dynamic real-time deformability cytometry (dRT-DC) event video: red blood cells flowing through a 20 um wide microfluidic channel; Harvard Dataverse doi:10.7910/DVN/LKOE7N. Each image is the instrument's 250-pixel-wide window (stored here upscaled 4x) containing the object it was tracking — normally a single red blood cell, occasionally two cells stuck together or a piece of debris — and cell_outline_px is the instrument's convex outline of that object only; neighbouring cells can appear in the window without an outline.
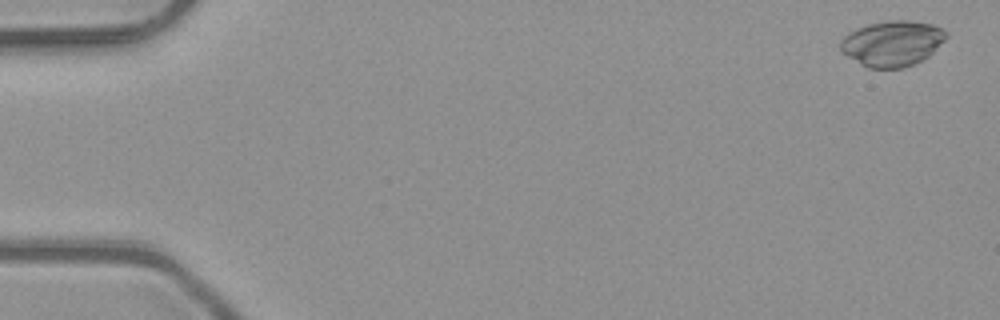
{"species": "common noctule bat (a hibernating species)", "species_latin": "Nyctalus noctula", "temperature_condition": "room temperature", "stored_images_in_passage": 13, "camera_frame_rate_fps": 3000, "um_per_image_px": 0.085, "animal": {"sex": "male", "body_mass_g": 23.1, "forearm_length_mm": 52.7}, "frame": {"image": 1, "passage_image": 1, "time_ms": 0.0, "image_size_px": [1000, 320], "cell_outline_px": [[948, 36], [928, 56], [904, 68], [868, 68], [860, 64], [840, 52], [840, 40], [848, 32], [856, 28], [868, 24], [888, 20], [912, 20], [932, 24], [944, 28], [948, 32]], "centroid_in_image_um": [75.82, 3.67], "position_along_channel_um": 9.2, "area_um2": 28.26}}